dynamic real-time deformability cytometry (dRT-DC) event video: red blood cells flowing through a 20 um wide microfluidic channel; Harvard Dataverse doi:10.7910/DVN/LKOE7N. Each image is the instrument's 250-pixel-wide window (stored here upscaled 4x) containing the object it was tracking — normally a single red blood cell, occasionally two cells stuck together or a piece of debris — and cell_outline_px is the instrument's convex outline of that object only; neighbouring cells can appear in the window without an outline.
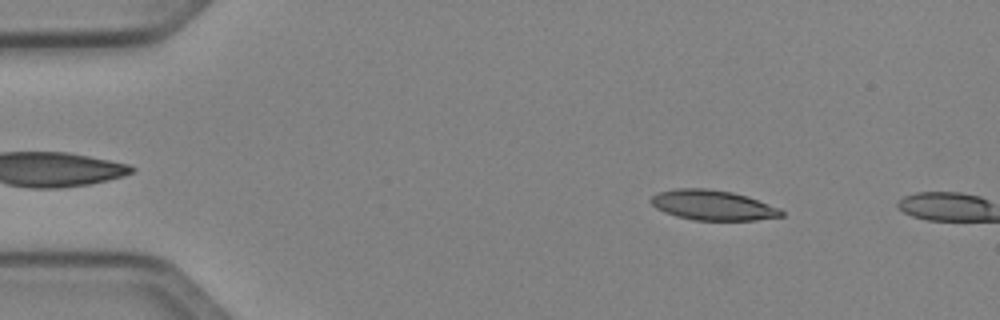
{"species": "Egyptian fruit bat (a non-hibernating species)", "species_latin": "Rousettus aegyptiacus", "temperature_condition": "cold", "stored_images_in_passage": 9, "camera_frame_rate_fps": 3000, "um_per_image_px": 0.085, "animal": {"sex": "female"}, "frame": {"image": 1, "passage_image": 7, "time_ms": 2.0, "image_size_px": [1000, 320], "cell_outline_px": [[784, 216], [756, 220], [696, 220], [676, 216], [664, 212], [656, 208], [648, 200], [652, 196], [660, 192], [676, 188], [708, 188], [732, 192], [748, 196], [780, 208], [784, 212]], "centroid_in_image_um": [60.6, 17.43], "position_along_channel_um": 24.4, "area_um2": 22.95}}